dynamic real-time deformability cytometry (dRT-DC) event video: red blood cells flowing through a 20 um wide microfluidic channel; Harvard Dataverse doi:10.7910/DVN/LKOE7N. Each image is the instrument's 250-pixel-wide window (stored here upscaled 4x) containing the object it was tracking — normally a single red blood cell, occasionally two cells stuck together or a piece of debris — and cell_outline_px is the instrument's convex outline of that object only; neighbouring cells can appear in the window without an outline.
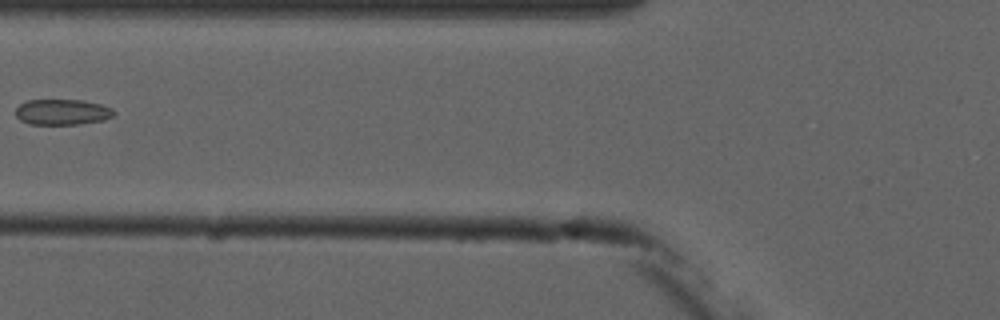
{"species": "common noctule bat (a hibernating species)", "species_latin": "Nyctalus noctula", "temperature_condition": "cold", "stored_images_in_passage": 3, "camera_frame_rate_fps": 3000, "um_per_image_px": 0.085, "animal": {"sex": "male", "forearm_length_mm": 52.5}, "frame": {"image": 1, "passage_image": 3, "time_ms": 3.333, "image_size_px": [1000, 320], "cell_outline_px": [[116, 112], [112, 116], [104, 120], [76, 124], [32, 124], [20, 120], [16, 116], [16, 108], [20, 104], [28, 100], [84, 100], [100, 104], [112, 108]], "centroid_in_image_um": [5.3, 9.51], "position_along_channel_um": 120.5, "area_um2": 14.62}}